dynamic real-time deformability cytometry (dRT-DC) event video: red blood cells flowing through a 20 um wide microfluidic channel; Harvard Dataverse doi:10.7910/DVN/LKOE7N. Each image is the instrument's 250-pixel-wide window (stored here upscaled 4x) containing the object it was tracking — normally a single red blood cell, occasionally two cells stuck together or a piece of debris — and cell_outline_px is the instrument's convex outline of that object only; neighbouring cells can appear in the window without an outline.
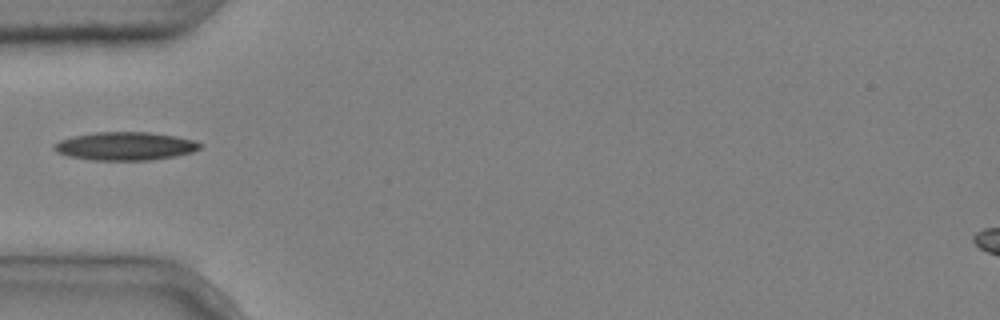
{"species": "common noctule bat (a hibernating species)", "species_latin": "Nyctalus noctula", "temperature_condition": "cold", "stored_images_in_passage": 1, "camera_frame_rate_fps": 3000, "um_per_image_px": 0.085, "animal": {"sex": "male", "body_mass_g": 20.4}, "frame": {"image": 1, "passage_image": 1, "time_ms": 0.0, "image_size_px": [1000, 320], "cell_outline_px": [[204, 144], [200, 148], [192, 152], [176, 156], [148, 160], [92, 160], [68, 156], [56, 152], [52, 148], [52, 144], [60, 140], [72, 136], [96, 132], [148, 132], [176, 136], [196, 140]], "centroid_in_image_um": [10.64, 12.42], "position_along_channel_um": 74.4, "area_um2": 24.22}}